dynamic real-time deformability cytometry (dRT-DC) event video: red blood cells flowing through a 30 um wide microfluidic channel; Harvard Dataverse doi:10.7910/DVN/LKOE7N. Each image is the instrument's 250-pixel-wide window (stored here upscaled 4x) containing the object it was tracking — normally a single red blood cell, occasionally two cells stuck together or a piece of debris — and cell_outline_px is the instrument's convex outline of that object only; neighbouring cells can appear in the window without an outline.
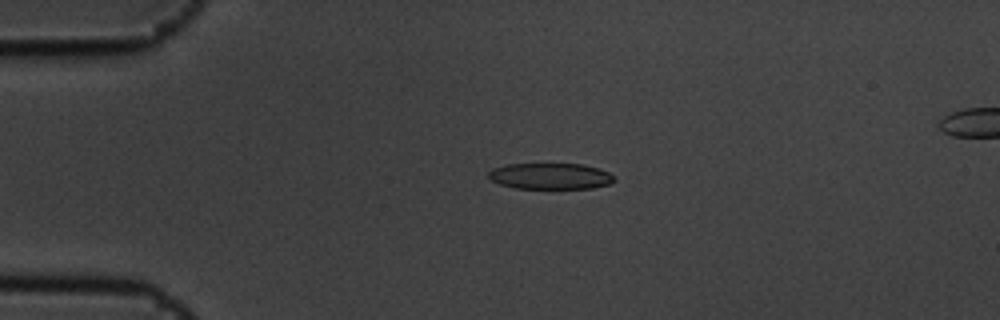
{"species": "common noctule bat (a hibernating species)", "species_latin": "Nyctalus noctula", "temperature_condition": "cold", "stored_images_in_passage": 4, "camera_frame_rate_fps": 3000, "um_per_image_px": 0.085, "animal": {"sex": "male", "body_mass_g": 19.5, "forearm_length_mm": 54.6}, "frame": {"image": 1, "passage_image": 3, "time_ms": 0.667, "image_size_px": [1000, 320], "cell_outline_px": [[616, 180], [608, 184], [592, 188], [516, 188], [500, 184], [488, 180], [488, 172], [492, 168], [508, 164], [584, 164], [600, 168], [608, 172]], "centroid_in_image_um": [46.75, 14.96], "position_along_channel_um": 38.2, "area_um2": 19.19}}